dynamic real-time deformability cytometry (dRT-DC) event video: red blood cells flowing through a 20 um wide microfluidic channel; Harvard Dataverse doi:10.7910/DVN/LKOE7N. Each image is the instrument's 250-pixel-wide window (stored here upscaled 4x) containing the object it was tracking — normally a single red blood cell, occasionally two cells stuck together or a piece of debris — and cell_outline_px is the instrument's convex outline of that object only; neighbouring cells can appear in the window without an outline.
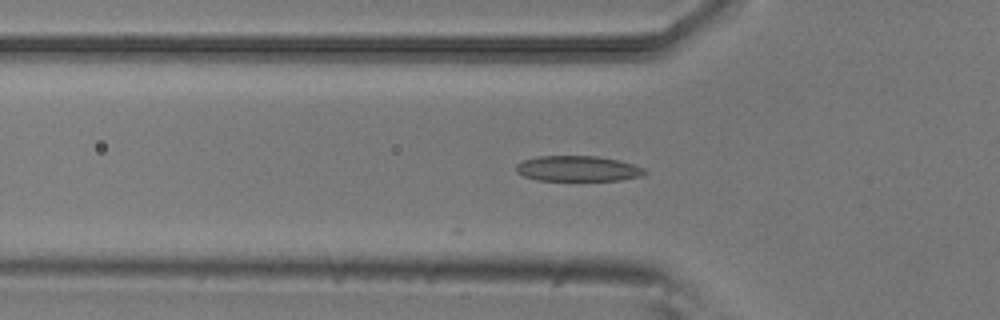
{"species": "common noctule bat (a hibernating species)", "species_latin": "Nyctalus noctula", "temperature_condition": "room temperature", "stored_images_in_passage": 15, "camera_frame_rate_fps": 3000, "um_per_image_px": 0.085, "animal": {"sex": "male", "body_mass_g": 20.5, "forearm_length_mm": 52.5}, "frame": {"image": 1, "passage_image": 3, "time_ms": 0.667, "image_size_px": [1000, 320], "cell_outline_px": [[648, 172], [640, 176], [620, 180], [540, 180], [524, 176], [516, 172], [516, 164], [524, 160], [540, 156], [596, 156], [620, 160], [644, 168]], "centroid_in_image_um": [49.12, 14.33], "position_along_channel_um": 76.7, "area_um2": 18.96}}
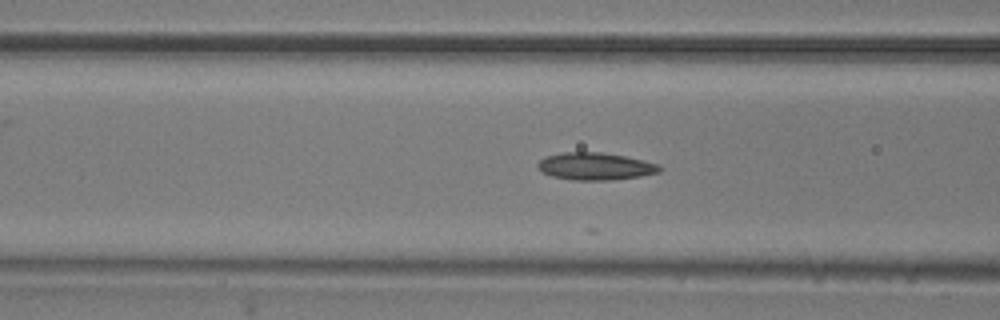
{"frame": {"image": 2, "passage_image": 6, "time_ms": 1.667, "image_size_px": [1000, 320], "cell_outline_px": [[664, 168], [660, 172], [640, 176], [612, 180], [572, 180], [552, 176], [536, 168], [536, 164], [544, 156], [564, 152], [600, 152], [624, 156], [644, 160], [660, 164]], "centroid_in_image_um": [50.61, 14.13], "position_along_channel_um": 116.0, "area_um2": 19.59}}